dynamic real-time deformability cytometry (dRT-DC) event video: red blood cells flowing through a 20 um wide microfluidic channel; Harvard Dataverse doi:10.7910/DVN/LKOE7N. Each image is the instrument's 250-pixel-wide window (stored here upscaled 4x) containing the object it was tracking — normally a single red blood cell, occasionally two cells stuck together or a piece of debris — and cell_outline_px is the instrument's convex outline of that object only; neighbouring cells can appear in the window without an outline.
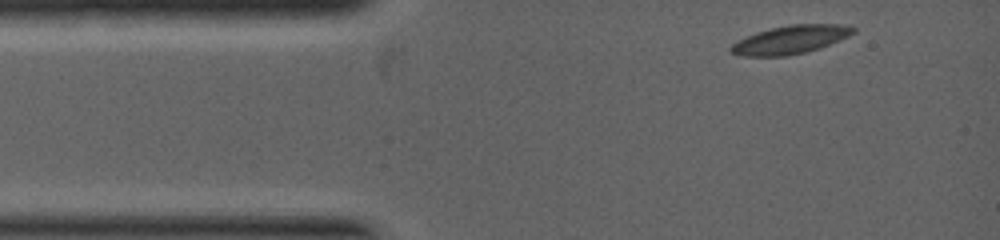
{"species": "common noctule bat (a hibernating species)", "species_latin": "Nyctalus noctula", "temperature_condition": "warm", "stored_images_in_passage": 6, "camera_frame_rate_fps": 5000, "um_per_image_px": 0.085, "animal": {"sex": "female", "body_mass_g": 19.0, "forearm_length_mm": 53.3}, "frame": {"image": 1, "passage_image": 1, "time_ms": 0.0, "image_size_px": [1000, 240], "cell_outline_px": [[856, 32], [848, 36], [820, 48], [804, 52], [784, 56], [740, 56], [732, 52], [728, 48], [732, 44], [756, 32], [772, 28], [792, 24], [840, 24], [856, 28]], "centroid_in_image_um": [67.2, 3.37], "position_along_channel_um": 17.8, "area_um2": 19.94}}
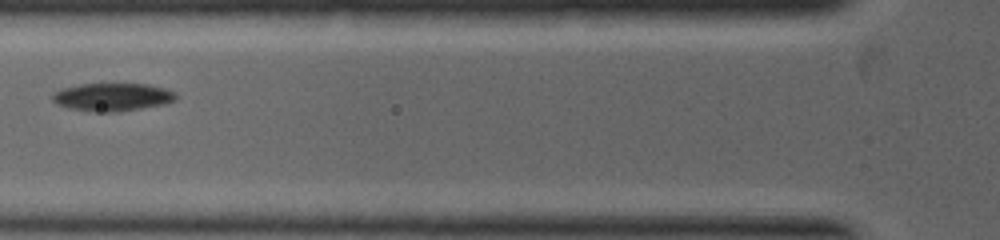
{"frame": {"image": 2, "passage_image": 5, "time_ms": 2.0, "image_size_px": [1000, 240], "cell_outline_px": [[176, 100], [164, 104], [116, 112], [104, 112], [68, 108], [56, 104], [52, 100], [52, 92], [64, 88], [80, 84], [148, 84], [164, 88], [176, 92]], "centroid_in_image_um": [9.55, 8.24], "position_along_channel_um": 116.3, "area_um2": 20.0}}
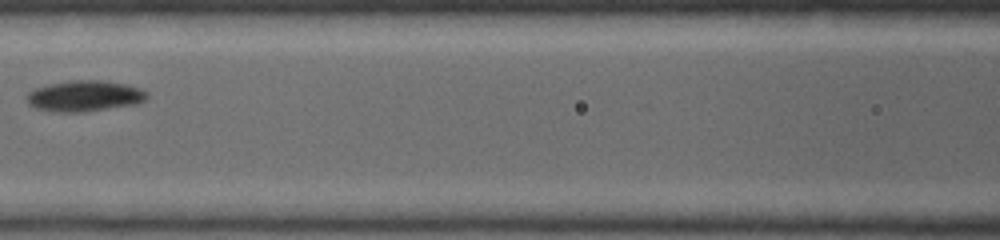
{"frame": {"image": 3, "passage_image": 6, "time_ms": 2.6, "image_size_px": [1000, 240], "cell_outline_px": [[148, 96], [140, 104], [80, 112], [60, 112], [36, 108], [28, 104], [24, 96], [28, 92], [36, 88], [48, 84], [72, 80], [100, 80], [128, 84], [140, 88], [148, 92]], "centroid_in_image_um": [7.2, 8.15], "position_along_channel_um": 159.4, "area_um2": 21.85}}